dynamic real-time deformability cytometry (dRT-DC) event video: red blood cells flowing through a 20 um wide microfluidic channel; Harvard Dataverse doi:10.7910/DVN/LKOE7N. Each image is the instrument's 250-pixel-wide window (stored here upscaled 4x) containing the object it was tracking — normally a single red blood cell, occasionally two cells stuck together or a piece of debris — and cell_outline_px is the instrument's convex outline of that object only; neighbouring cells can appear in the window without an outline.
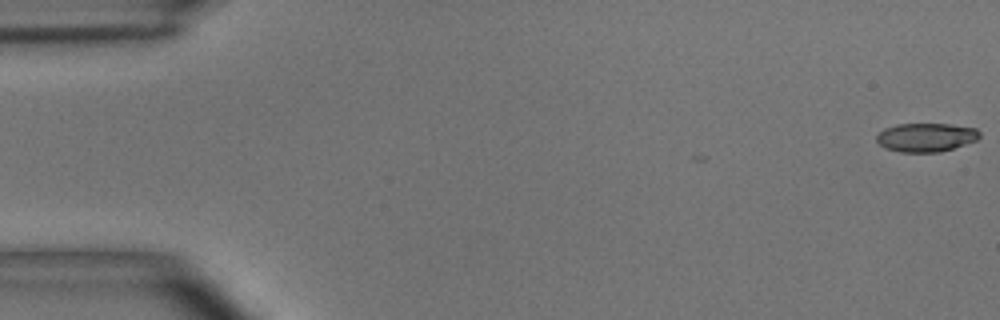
{"species": "common noctule bat (a hibernating species)", "species_latin": "Nyctalus noctula", "temperature_condition": "room temperature", "stored_images_in_passage": 4, "camera_frame_rate_fps": 3000, "um_per_image_px": 0.085, "animal": {"sex": "male", "body_mass_g": 15.6}, "frame": {"image": 1, "passage_image": 1, "time_ms": 0.0, "image_size_px": [1000, 320], "cell_outline_px": [[980, 136], [976, 140], [940, 152], [900, 152], [884, 148], [876, 140], [876, 136], [884, 128], [896, 124], [948, 124], [976, 128], [980, 132]], "centroid_in_image_um": [78.68, 11.67], "position_along_channel_um": 6.3, "area_um2": 17.17}}